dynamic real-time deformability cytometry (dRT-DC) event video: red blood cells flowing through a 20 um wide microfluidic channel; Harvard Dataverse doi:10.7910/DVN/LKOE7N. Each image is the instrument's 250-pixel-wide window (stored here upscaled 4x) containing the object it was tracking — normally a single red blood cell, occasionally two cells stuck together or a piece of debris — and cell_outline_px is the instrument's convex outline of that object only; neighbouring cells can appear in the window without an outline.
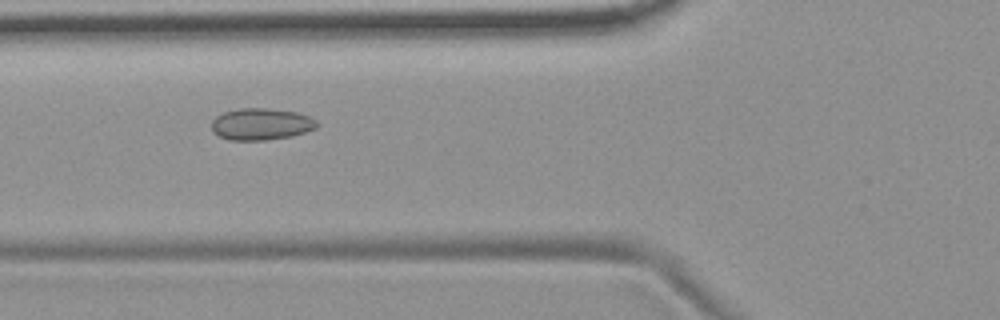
{"species": "common noctule bat (a hibernating species)", "species_latin": "Nyctalus noctula", "temperature_condition": "room temperature", "stored_images_in_passage": 36, "camera_frame_rate_fps": 3000, "um_per_image_px": 0.085, "animal": {"sex": "female", "body_mass_g": 19.9}, "frame": {"image": 1, "passage_image": 9, "time_ms": 2.667, "image_size_px": [1000, 320], "cell_outline_px": [[316, 128], [292, 136], [264, 140], [228, 140], [212, 132], [212, 120], [216, 116], [224, 112], [240, 108], [268, 108], [296, 112], [308, 116], [316, 120]], "centroid_in_image_um": [22.16, 10.55], "position_along_channel_um": 103.6, "area_um2": 19.42}}
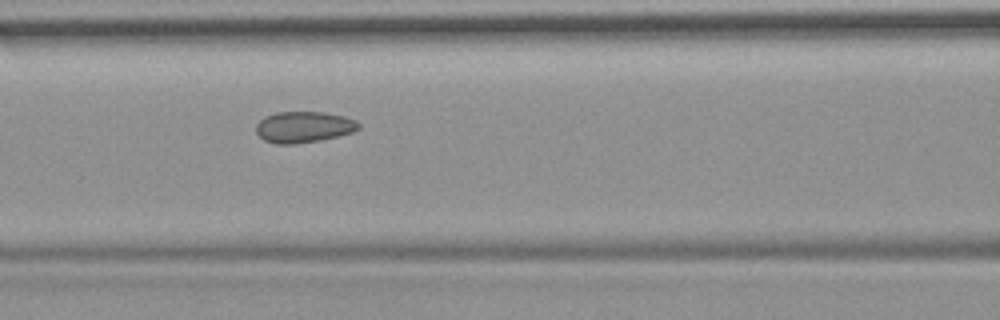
{"frame": {"image": 2, "passage_image": 12, "time_ms": 3.667, "image_size_px": [1000, 320], "cell_outline_px": [[360, 128], [352, 132], [320, 140], [296, 144], [276, 144], [264, 140], [256, 132], [256, 124], [264, 116], [276, 112], [324, 112], [344, 116], [356, 120], [360, 124]], "centroid_in_image_um": [25.8, 10.79], "position_along_channel_um": 140.8, "area_um2": 18.67}}
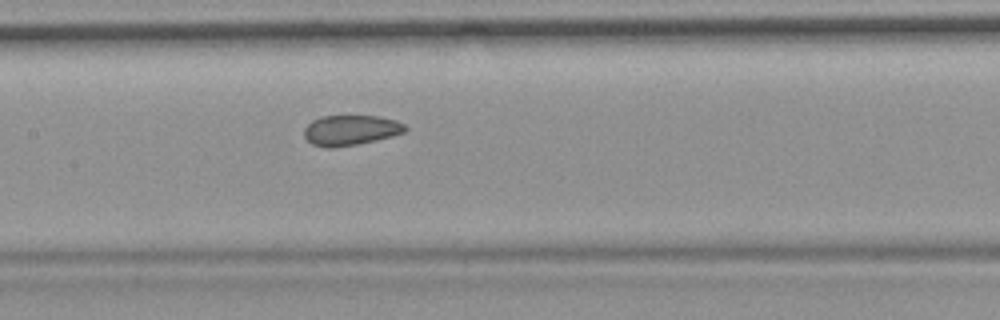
{"frame": {"image": 3, "passage_image": 15, "time_ms": 4.667, "image_size_px": [1000, 320], "cell_outline_px": [[408, 128], [404, 132], [392, 136], [356, 144], [332, 148], [328, 148], [312, 144], [304, 136], [304, 128], [312, 120], [320, 116], [380, 116], [396, 120], [404, 124]], "centroid_in_image_um": [29.79, 11.05], "position_along_channel_um": 177.6, "area_um2": 17.74}, "authors_computed_cell_mechanics": {"area_um2": 18.496, "velocity_mm_per_s": 3.6984, "shape_relaxation_time_tau1_ms": null, "shape_relaxation_time_tau2_ms": 1.7485, "deformation_change_tau1": null, "deformation_change_tau2": 0.0614}}